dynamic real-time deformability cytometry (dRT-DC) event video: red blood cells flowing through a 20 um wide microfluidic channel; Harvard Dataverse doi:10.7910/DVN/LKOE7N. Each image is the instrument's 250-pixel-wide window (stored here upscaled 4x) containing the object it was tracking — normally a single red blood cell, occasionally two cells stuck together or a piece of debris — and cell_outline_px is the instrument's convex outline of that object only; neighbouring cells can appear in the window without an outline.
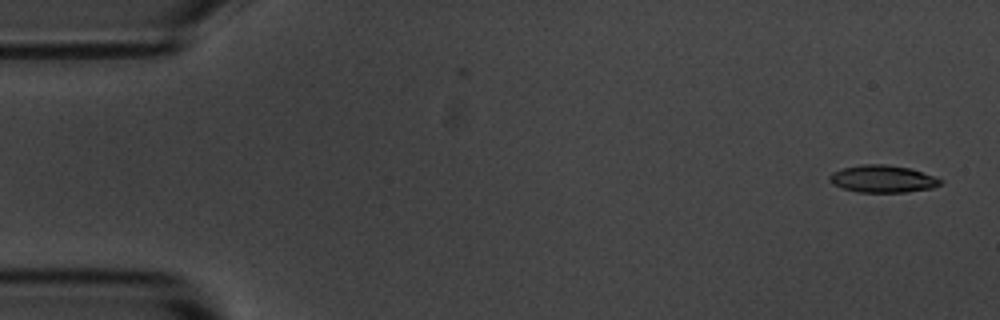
{"species": "common noctule bat (a hibernating species)", "species_latin": "Nyctalus noctula", "temperature_condition": "room temperature", "stored_images_in_passage": 2, "camera_frame_rate_fps": 3000, "um_per_image_px": 0.085, "animal": {"sex": "male", "body_mass_g": 20.1, "forearm_length_mm": 53.5}, "frame": {"image": 1, "passage_image": 2, "time_ms": 1.0, "image_size_px": [1000, 320], "cell_outline_px": [[944, 180], [940, 184], [932, 188], [904, 192], [856, 192], [832, 184], [828, 180], [828, 176], [832, 172], [844, 168], [864, 164], [884, 164], [908, 168]], "centroid_in_image_um": [74.98, 15.21], "position_along_channel_um": 10.0, "area_um2": 17.4}}